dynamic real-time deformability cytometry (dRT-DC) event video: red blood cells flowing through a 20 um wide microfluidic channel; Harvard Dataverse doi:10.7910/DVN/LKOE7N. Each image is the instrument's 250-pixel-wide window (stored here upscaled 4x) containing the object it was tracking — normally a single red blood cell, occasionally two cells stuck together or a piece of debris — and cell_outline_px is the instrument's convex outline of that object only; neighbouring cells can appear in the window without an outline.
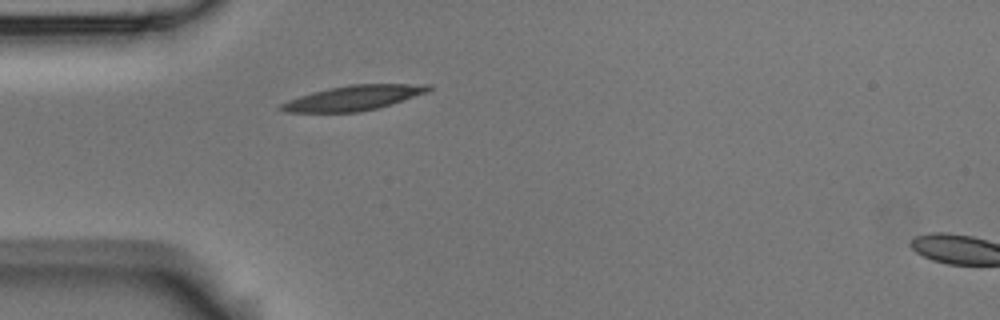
{"species": "Egyptian fruit bat (a non-hibernating species)", "species_latin": "Rousettus aegyptiacus", "temperature_condition": "room temperature", "stored_images_in_passage": 2, "segment_of_instrument_passage": [1, 2], "camera_frame_rate_fps": 3000, "um_per_image_px": 0.085, "animal": {"sex": "male"}, "frame": {"image": 1, "passage_image": 1, "time_ms": 0.0, "image_size_px": [1000, 320], "cell_outline_px": [[432, 88], [428, 92], [380, 108], [360, 112], [284, 112], [276, 108], [280, 104], [288, 100], [312, 92], [328, 88], [352, 84], [432, 84]], "centroid_in_image_um": [30.06, 8.32], "position_along_channel_um": 54.9, "area_um2": 21.56}}